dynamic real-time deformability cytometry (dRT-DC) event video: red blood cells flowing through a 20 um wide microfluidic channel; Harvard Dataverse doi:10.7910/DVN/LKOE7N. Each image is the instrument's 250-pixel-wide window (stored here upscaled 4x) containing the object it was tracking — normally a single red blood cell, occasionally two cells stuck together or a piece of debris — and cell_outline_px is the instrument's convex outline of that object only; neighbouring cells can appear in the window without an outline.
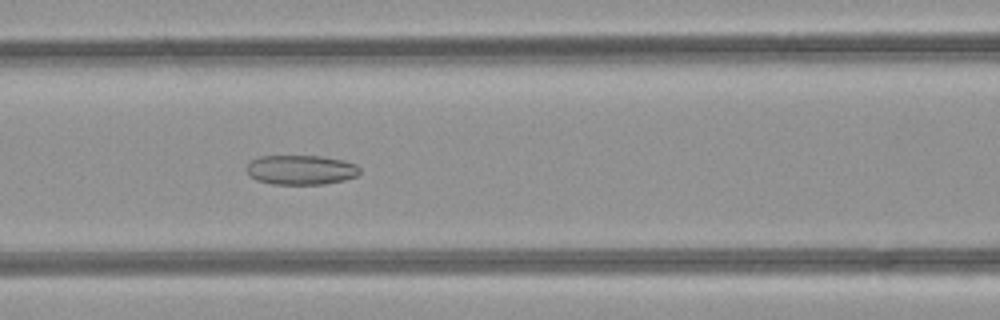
{"species": "common noctule bat (a hibernating species)", "species_latin": "Nyctalus noctula", "temperature_condition": "room temperature", "stored_images_in_passage": 49, "camera_frame_rate_fps": 3000, "um_per_image_px": 0.085, "animal": {"sex": "female", "body_mass_g": 21.9}, "frame": {"image": 1, "passage_image": 21, "time_ms": 6.667, "image_size_px": [1000, 320], "cell_outline_px": [[360, 172], [356, 176], [344, 180], [324, 184], [272, 184], [256, 180], [248, 176], [244, 168], [252, 160], [260, 156], [320, 156], [344, 160], [356, 164], [360, 168]], "centroid_in_image_um": [25.55, 14.44], "position_along_channel_um": 141.1, "area_um2": 19.71}}
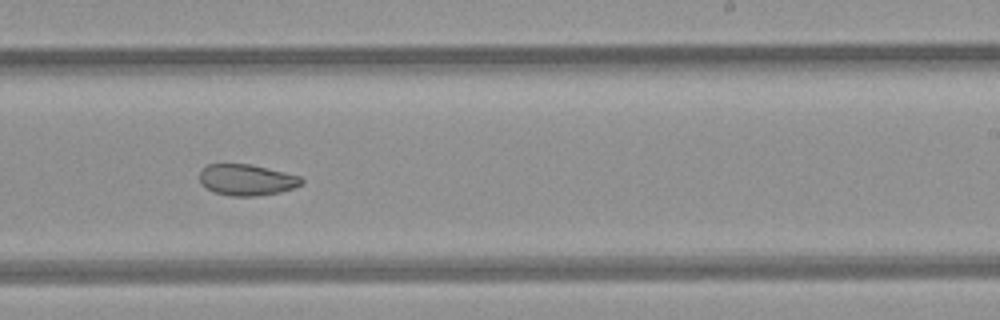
{"frame": {"image": 2, "passage_image": 30, "time_ms": 9.667, "image_size_px": [1000, 320], "cell_outline_px": [[304, 184], [280, 192], [256, 196], [232, 196], [216, 192], [200, 184], [200, 172], [208, 164], [252, 164], [300, 176], [304, 180]], "centroid_in_image_um": [21.0, 15.28], "position_along_channel_um": 268.0, "area_um2": 18.44}}
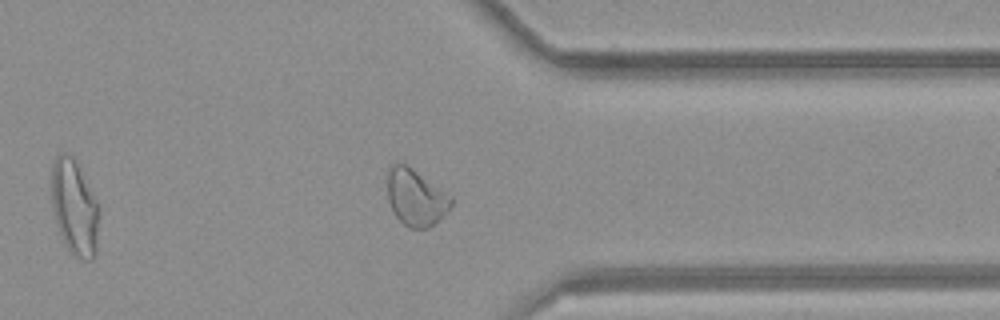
{"frame": {"image": 3, "passage_image": 38, "time_ms": 12.333, "image_size_px": [1000, 320], "cell_outline_px": [[452, 204], [448, 212], [444, 216], [428, 228], [408, 228], [396, 216], [388, 200], [388, 172], [392, 164], [404, 164], [412, 168], [452, 196]], "centroid_in_image_um": [35.36, 16.81], "position_along_channel_um": 376.0, "area_um2": 20.81}, "authors_computed_cell_mechanics": {"area_um2": 24.2182, "velocity_mm_per_s": 4.2362, "shape_relaxation_time_tau1_ms": null, "shape_relaxation_time_tau2_ms": 3.9276, "deformation_change_tau1": null, "deformation_change_tau2": 0.0952}}